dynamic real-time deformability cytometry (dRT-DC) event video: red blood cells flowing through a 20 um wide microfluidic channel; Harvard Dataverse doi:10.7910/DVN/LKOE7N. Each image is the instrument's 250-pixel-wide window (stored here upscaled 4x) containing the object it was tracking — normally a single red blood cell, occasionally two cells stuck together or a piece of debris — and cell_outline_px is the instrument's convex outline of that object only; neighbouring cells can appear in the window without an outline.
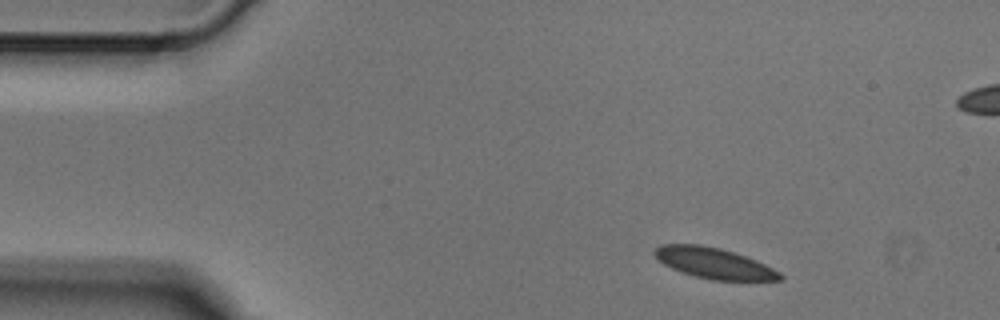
{"species": "Egyptian fruit bat (a non-hibernating species)", "species_latin": "Rousettus aegyptiacus", "temperature_condition": "cold", "stored_images_in_passage": 4, "camera_frame_rate_fps": 3000, "um_per_image_px": 0.085, "animal": {"sex": "male"}, "frame": {"image": 1, "passage_image": 1, "time_ms": 0.0, "image_size_px": [1000, 320], "cell_outline_px": [[784, 280], [712, 280], [680, 272], [664, 264], [652, 252], [656, 248], [664, 244], [700, 244], [720, 248], [756, 260], [780, 272], [784, 276]], "centroid_in_image_um": [60.7, 22.37], "position_along_channel_um": 24.3, "area_um2": 22.25}}